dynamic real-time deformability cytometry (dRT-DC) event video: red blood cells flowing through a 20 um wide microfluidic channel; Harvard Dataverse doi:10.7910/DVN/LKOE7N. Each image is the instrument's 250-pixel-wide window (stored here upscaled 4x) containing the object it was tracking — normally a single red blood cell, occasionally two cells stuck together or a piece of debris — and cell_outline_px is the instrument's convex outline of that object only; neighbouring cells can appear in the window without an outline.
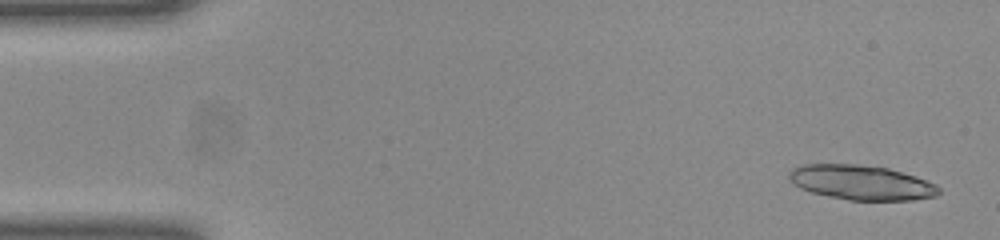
{"species": "common noctule bat (a hibernating species)", "species_latin": "Nyctalus noctula", "temperature_condition": "room temperature", "stored_images_in_passage": 29, "camera_frame_rate_fps": 3000, "um_per_image_px": 0.085, "animal": {"sex": "female", "body_mass_g": 23.0, "forearm_length_mm": 53.4}, "frame": {"image": 1, "passage_image": 2, "time_ms": 0.333, "image_size_px": [1000, 240], "cell_outline_px": [[940, 192], [936, 196], [912, 200], [848, 200], [828, 196], [812, 192], [800, 188], [788, 176], [788, 172], [792, 168], [804, 164], [856, 164], [888, 168], [936, 184], [940, 188]], "centroid_in_image_um": [73.2, 15.51], "position_along_channel_um": 11.8, "area_um2": 30.0}}